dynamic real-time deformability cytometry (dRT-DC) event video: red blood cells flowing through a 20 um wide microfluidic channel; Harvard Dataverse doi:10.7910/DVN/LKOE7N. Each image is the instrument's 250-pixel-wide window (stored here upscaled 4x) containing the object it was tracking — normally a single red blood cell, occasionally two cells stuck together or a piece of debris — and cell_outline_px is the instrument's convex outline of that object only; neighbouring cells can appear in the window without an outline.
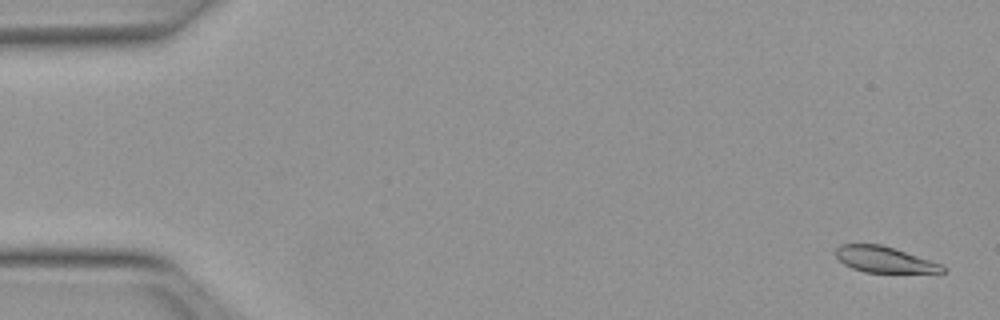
{"species": "Egyptian fruit bat (a non-hibernating species)", "species_latin": "Rousettus aegyptiacus", "temperature_condition": "warm", "stored_images_in_passage": 52, "camera_frame_rate_fps": 3000, "um_per_image_px": 0.085, "animal": {"sex": "female"}, "frame": {"image": 1, "passage_image": 2, "time_ms": 0.333, "image_size_px": [1000, 320], "cell_outline_px": [[948, 272], [864, 272], [852, 268], [844, 264], [836, 256], [836, 248], [840, 244], [880, 244], [940, 264], [948, 268]], "centroid_in_image_um": [75.14, 22.06], "position_along_channel_um": 9.9, "area_um2": 15.78}}
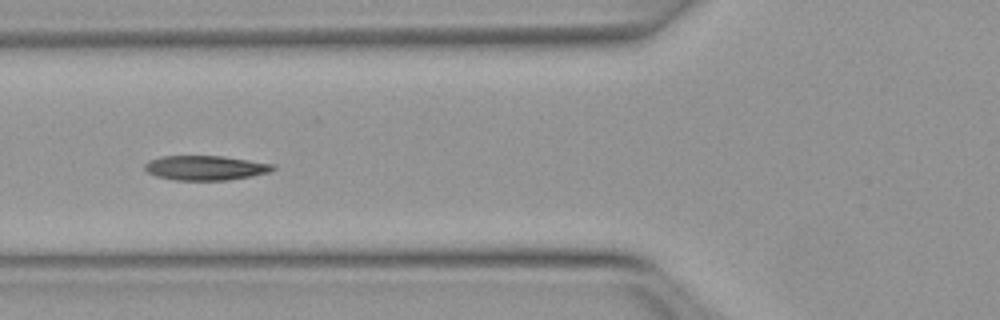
{"frame": {"image": 2, "passage_image": 20, "time_ms": 6.333, "image_size_px": [1000, 320], "cell_outline_px": [[276, 168], [268, 172], [252, 176], [228, 180], [176, 180], [156, 176], [148, 172], [144, 168], [144, 164], [148, 160], [160, 156], [224, 156], [276, 164]], "centroid_in_image_um": [17.47, 14.26], "position_along_channel_um": 108.3, "area_um2": 18.5}}
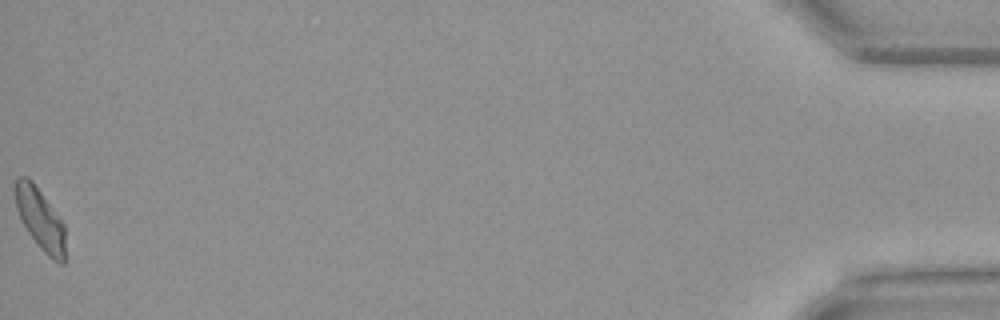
{"frame": {"image": 3, "passage_image": 52, "time_ms": 17.0, "image_size_px": [1000, 320], "cell_outline_px": [[64, 264], [60, 264], [52, 260], [40, 248], [28, 232], [16, 208], [12, 188], [16, 176], [28, 176], [32, 180], [64, 224]], "centroid_in_image_um": [3.36, 18.56], "position_along_channel_um": 431.8, "area_um2": 18.03}, "authors_computed_cell_mechanics": {"area_um2": 18.3226, "velocity_mm_per_s": 3.9852, "shape_relaxation_time_tau1_ms": 4.2388, "shape_relaxation_time_tau2_ms": 2.0259, "deformation_change_tau1": 0.143, "deformation_change_tau2": 0.0832}}